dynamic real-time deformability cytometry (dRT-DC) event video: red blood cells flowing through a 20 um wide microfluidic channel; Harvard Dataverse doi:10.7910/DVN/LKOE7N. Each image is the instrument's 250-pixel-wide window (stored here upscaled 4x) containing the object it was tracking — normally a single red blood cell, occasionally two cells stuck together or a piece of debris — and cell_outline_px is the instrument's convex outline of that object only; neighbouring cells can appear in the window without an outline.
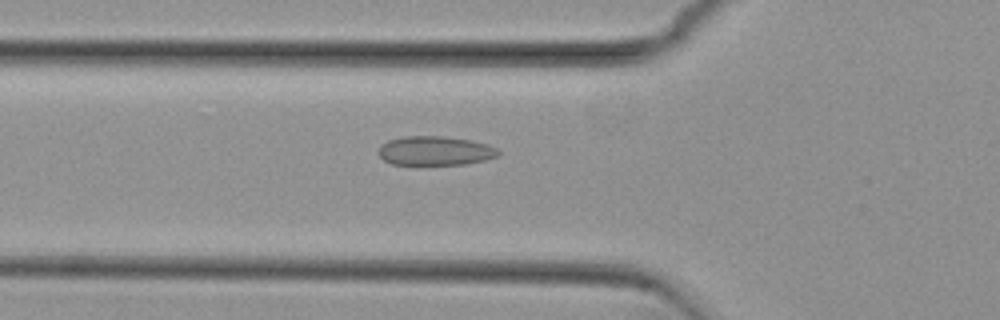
{"species": "common noctule bat (a hibernating species)", "species_latin": "Nyctalus noctula", "temperature_condition": "cold", "stored_images_in_passage": 35, "camera_frame_rate_fps": 3000, "um_per_image_px": 0.085, "animal": {"sex": "female", "body_mass_g": 29.2, "forearm_length_mm": 56.3}, "frame": {"image": 1, "passage_image": 5, "time_ms": 1.333, "image_size_px": [1000, 320], "cell_outline_px": [[500, 156], [484, 160], [464, 164], [416, 168], [392, 164], [384, 160], [376, 152], [380, 144], [388, 140], [404, 136], [444, 136], [468, 140], [488, 144], [496, 148], [500, 152]], "centroid_in_image_um": [36.91, 12.87], "position_along_channel_um": 88.9, "area_um2": 21.44}}
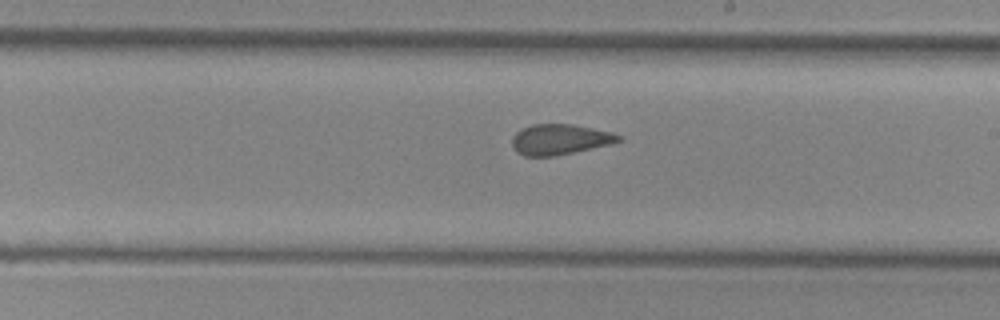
{"frame": {"image": 2, "passage_image": 17, "time_ms": 5.333, "image_size_px": [1000, 320], "cell_outline_px": [[624, 140], [612, 144], [556, 156], [524, 156], [516, 152], [512, 144], [512, 136], [520, 128], [532, 124], [572, 124], [612, 132], [624, 136]], "centroid_in_image_um": [47.61, 11.85], "position_along_channel_um": 241.4, "area_um2": 19.25}}
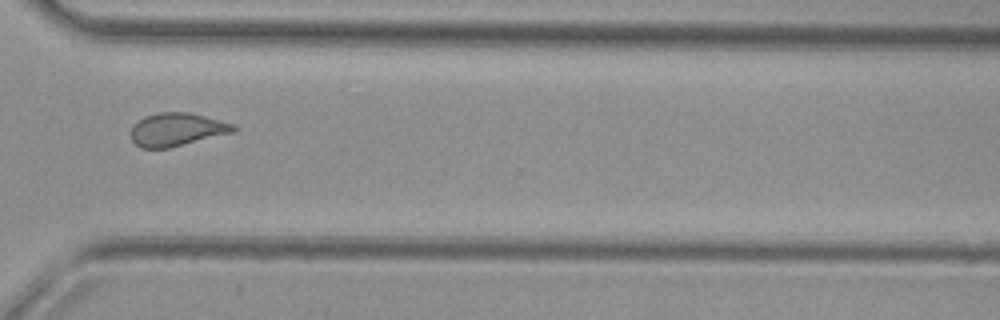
{"frame": {"image": 3, "passage_image": 26, "time_ms": 8.333, "image_size_px": [1000, 320], "cell_outline_px": [[236, 132], [168, 148], [140, 148], [132, 140], [132, 124], [136, 120], [144, 116], [160, 112], [188, 112], [236, 124]], "centroid_in_image_um": [15.04, 11.0], "position_along_channel_um": 355.6, "area_um2": 19.94}, "authors_computed_cell_mechanics": {"area_um2": 19.7098, "velocity_mm_per_s": 3.8053, "shape_relaxation_time_tau1_ms": null, "shape_relaxation_time_tau2_ms": 1.6859, "deformation_change_tau1": null, "deformation_change_tau2": 0.0818}}